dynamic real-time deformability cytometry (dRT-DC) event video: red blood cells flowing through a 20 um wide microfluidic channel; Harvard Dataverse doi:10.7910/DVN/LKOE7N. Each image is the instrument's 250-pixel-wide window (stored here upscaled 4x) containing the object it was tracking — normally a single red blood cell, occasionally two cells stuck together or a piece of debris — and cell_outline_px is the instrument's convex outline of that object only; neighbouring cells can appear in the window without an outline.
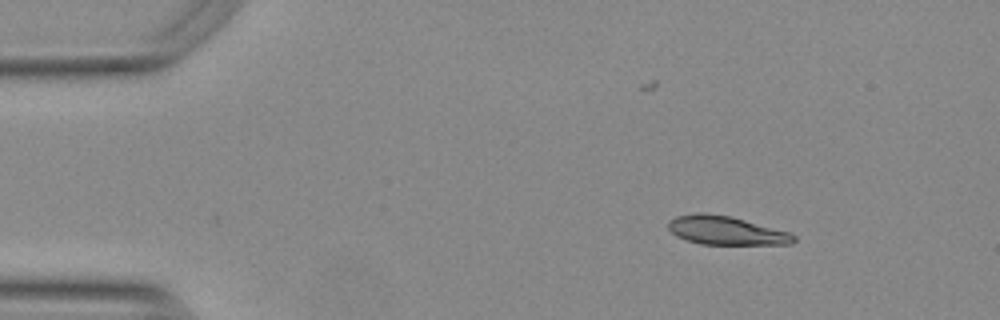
{"species": "Egyptian fruit bat (a non-hibernating species)", "species_latin": "Rousettus aegyptiacus", "temperature_condition": "warm", "stored_images_in_passage": 12, "camera_frame_rate_fps": 3000, "um_per_image_px": 0.085, "animal": {"sex": "female"}, "frame": {"image": 1, "passage_image": 12, "time_ms": 3.667, "image_size_px": [1000, 320], "cell_outline_px": [[796, 240], [792, 244], [700, 244], [676, 236], [668, 228], [668, 220], [676, 216], [696, 212], [704, 212], [732, 216], [788, 232], [796, 236]], "centroid_in_image_um": [61.69, 19.58], "position_along_channel_um": 23.3, "area_um2": 20.98}}